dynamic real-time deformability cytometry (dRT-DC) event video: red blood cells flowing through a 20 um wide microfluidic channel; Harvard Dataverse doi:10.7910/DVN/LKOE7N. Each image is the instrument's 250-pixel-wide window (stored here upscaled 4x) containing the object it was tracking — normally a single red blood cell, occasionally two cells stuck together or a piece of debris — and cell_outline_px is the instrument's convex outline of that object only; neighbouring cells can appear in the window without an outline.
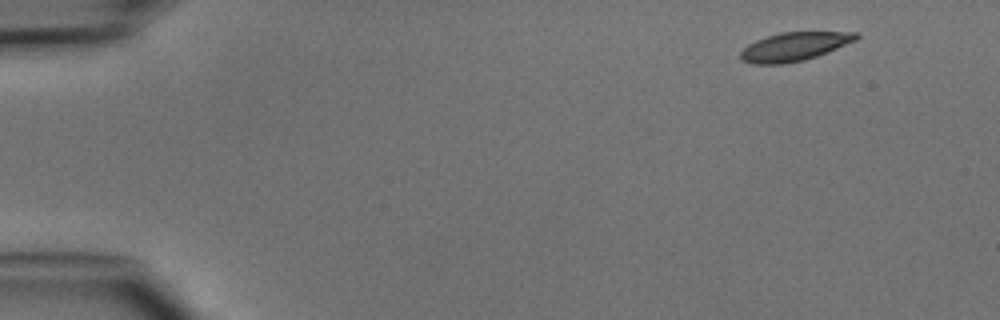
{"species": "common noctule bat (a hibernating species)", "species_latin": "Nyctalus noctula", "temperature_condition": "cold", "stored_images_in_passage": 3, "camera_frame_rate_fps": 3000, "um_per_image_px": 0.085, "animal": {"sex": "male", "body_mass_g": 15.6}, "frame": {"image": 1, "passage_image": 1, "time_ms": 0.0, "image_size_px": [1000, 320], "cell_outline_px": [[860, 36], [856, 40], [828, 52], [804, 60], [784, 64], [752, 64], [740, 60], [740, 52], [748, 44], [756, 40], [780, 32], [860, 32]], "centroid_in_image_um": [67.51, 3.96], "position_along_channel_um": 17.5, "area_um2": 19.31}}
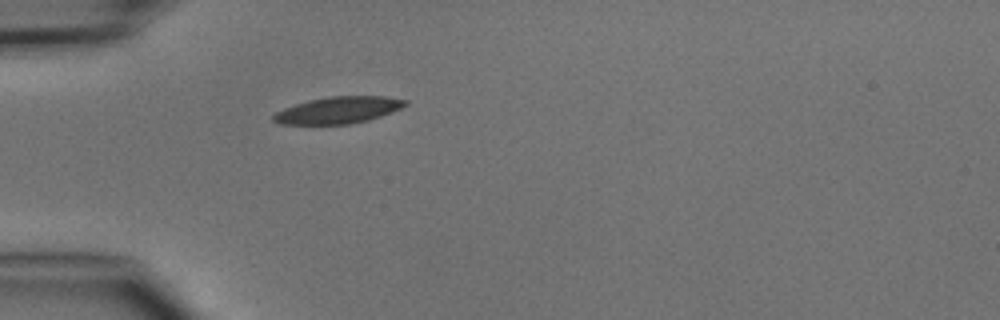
{"frame": {"image": 2, "passage_image": 3, "time_ms": 3.333, "image_size_px": [1000, 320], "cell_outline_px": [[408, 104], [392, 112], [368, 120], [348, 124], [280, 124], [272, 120], [272, 116], [276, 112], [284, 108], [308, 100], [328, 96], [384, 96], [408, 100]], "centroid_in_image_um": [28.75, 9.35], "position_along_channel_um": 56.2, "area_um2": 20.52}}